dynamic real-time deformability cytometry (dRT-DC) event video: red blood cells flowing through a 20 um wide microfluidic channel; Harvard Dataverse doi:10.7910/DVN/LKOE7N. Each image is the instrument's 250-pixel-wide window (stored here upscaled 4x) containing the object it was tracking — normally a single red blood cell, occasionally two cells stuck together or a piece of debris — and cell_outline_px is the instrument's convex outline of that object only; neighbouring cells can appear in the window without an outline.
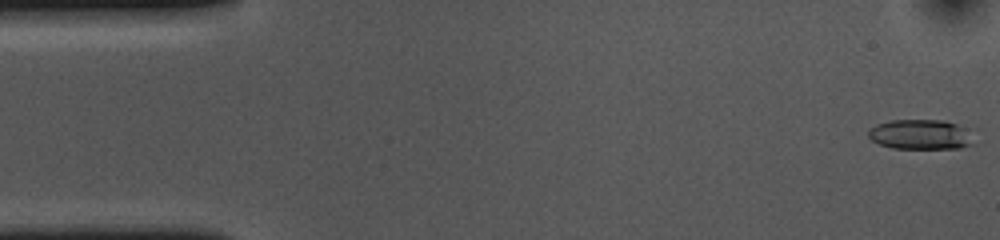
{"species": "common noctule bat (a hibernating species)", "species_latin": "Nyctalus noctula", "temperature_condition": "cold", "stored_images_in_passage": 54, "camera_frame_rate_fps": 3000, "um_per_image_px": 0.085, "animal": {"sex": "female", "body_mass_g": 10.0, "forearm_length_mm": 53.1}, "frame": {"image": 1, "passage_image": 1, "time_ms": 0.0, "image_size_px": [1000, 240], "cell_outline_px": [[976, 144], [960, 148], [892, 148], [880, 144], [872, 140], [868, 136], [868, 128], [876, 124], [892, 120], [940, 120], [956, 124], [964, 128], [968, 132]], "centroid_in_image_um": [78.22, 11.43], "position_along_channel_um": 6.8, "area_um2": 18.32}}
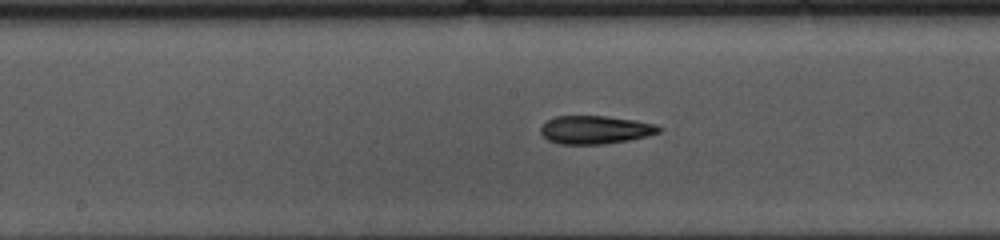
{"frame": {"image": 2, "passage_image": 26, "time_ms": 8.333, "image_size_px": [1000, 240], "cell_outline_px": [[664, 128], [660, 132], [648, 136], [628, 140], [604, 144], [560, 144], [548, 140], [540, 132], [540, 128], [548, 120], [556, 116], [604, 116], [636, 120], [656, 124]], "centroid_in_image_um": [50.63, 11.03], "position_along_channel_um": 197.6, "area_um2": 19.48}}
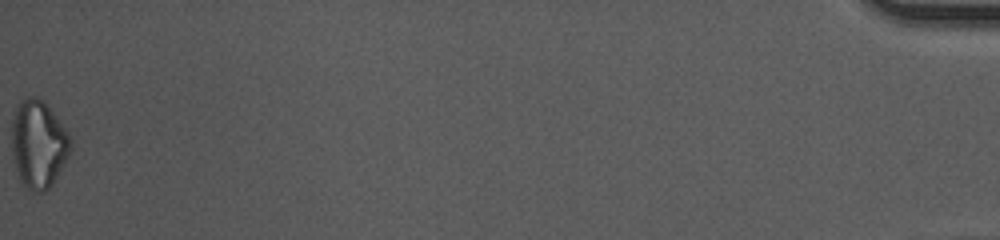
{"frame": {"image": 3, "passage_image": 54, "time_ms": 17.667, "image_size_px": [1000, 240], "cell_outline_px": [[72, 152], [52, 184], [44, 192], [32, 192], [20, 180], [12, 156], [12, 116], [16, 104], [20, 100], [28, 96], [36, 96], [44, 100], [68, 132], [72, 140]], "centroid_in_image_um": [3.27, 12.22], "position_along_channel_um": 431.9, "area_um2": 30.58}, "authors_computed_cell_mechanics": {"area_um2": 19.5364, "velocity_mm_per_s": 3.6606, "shape_relaxation_time_tau1_ms": 9.0358, "shape_relaxation_time_tau2_ms": null, "deformation_change_tau1": 0.1966, "deformation_change_tau2": null}}